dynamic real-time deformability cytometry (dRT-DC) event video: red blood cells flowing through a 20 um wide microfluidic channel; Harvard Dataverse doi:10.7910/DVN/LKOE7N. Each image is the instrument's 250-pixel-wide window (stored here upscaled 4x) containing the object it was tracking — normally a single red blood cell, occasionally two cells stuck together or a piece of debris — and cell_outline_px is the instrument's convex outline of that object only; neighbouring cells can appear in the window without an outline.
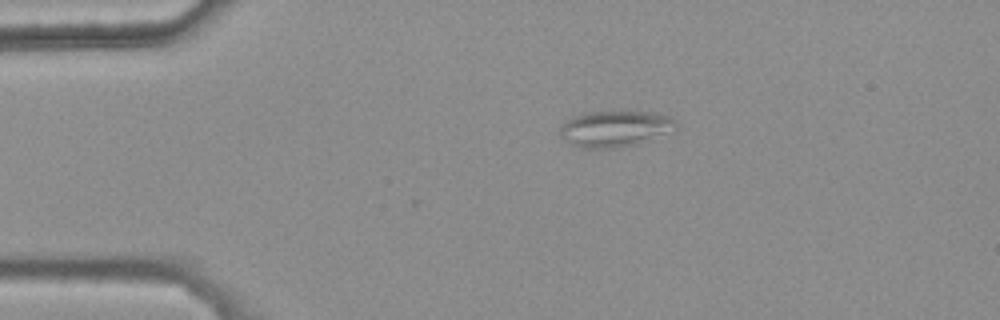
{"species": "common noctule bat (a hibernating species)", "species_latin": "Nyctalus noctula", "temperature_condition": "warm", "stored_images_in_passage": 38, "segment_of_instrument_passage": [1, 2], "camera_frame_rate_fps": 3000, "um_per_image_px": 0.085, "animal": {"sex": "female", "body_mass_g": 25.1}, "frame": {"image": 1, "passage_image": 1, "time_ms": 0.0, "image_size_px": [1000, 320], "cell_outline_px": [[676, 128], [636, 144], [616, 148], [580, 148], [568, 144], [560, 136], [560, 128], [572, 116], [584, 112], [656, 112], [668, 116], [676, 124]], "centroid_in_image_um": [52.19, 10.95], "position_along_channel_um": 32.8, "area_um2": 24.1}}